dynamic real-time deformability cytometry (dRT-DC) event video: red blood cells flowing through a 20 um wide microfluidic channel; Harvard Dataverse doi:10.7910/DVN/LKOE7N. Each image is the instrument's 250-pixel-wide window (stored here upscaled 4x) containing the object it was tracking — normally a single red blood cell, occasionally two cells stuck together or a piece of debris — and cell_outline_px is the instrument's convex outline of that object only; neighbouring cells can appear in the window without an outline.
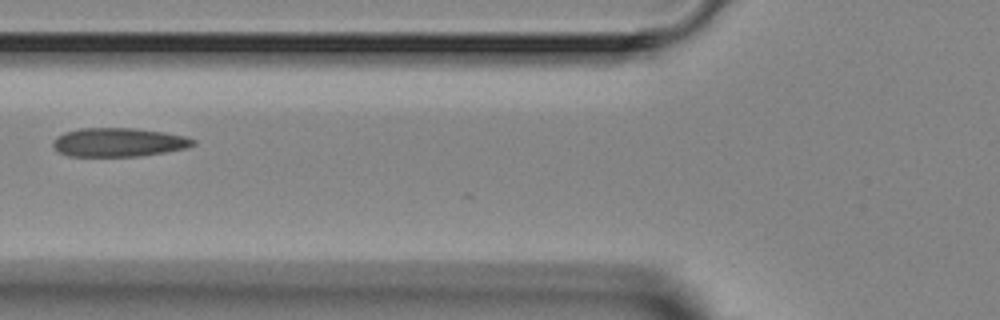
{"species": "Egyptian fruit bat (a non-hibernating species)", "species_latin": "Rousettus aegyptiacus", "temperature_condition": "room temperature", "stored_images_in_passage": 8, "camera_frame_rate_fps": 3000, "um_per_image_px": 0.085, "animal": {"sex": "female"}, "frame": {"image": 1, "passage_image": 7, "time_ms": 8.333, "image_size_px": [1000, 320], "cell_outline_px": [[196, 144], [188, 148], [140, 156], [68, 156], [56, 152], [52, 148], [52, 140], [56, 136], [64, 132], [80, 128], [132, 128], [164, 132], [188, 136], [196, 140]], "centroid_in_image_um": [10.06, 12.09], "position_along_channel_um": 115.7, "area_um2": 23.87}}
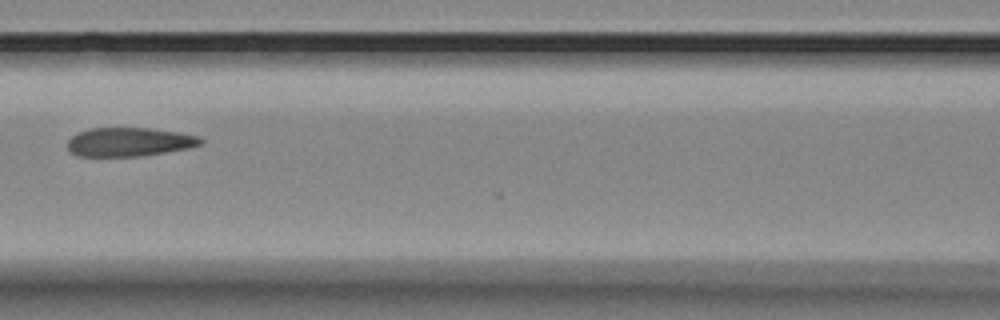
{"frame": {"image": 2, "passage_image": 8, "time_ms": 9.333, "image_size_px": [1000, 320], "cell_outline_px": [[204, 144], [188, 148], [140, 156], [76, 156], [68, 148], [68, 140], [72, 136], [88, 128], [148, 128], [176, 132], [200, 136], [204, 140]], "centroid_in_image_um": [11.0, 12.06], "position_along_channel_um": 155.6, "area_um2": 22.25}}